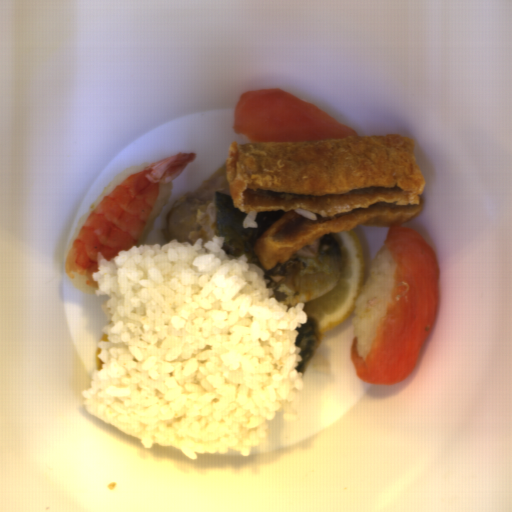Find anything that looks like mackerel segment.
Instances as JSON below:
<instances>
[{"mask_svg": "<svg viewBox=\"0 0 512 512\" xmlns=\"http://www.w3.org/2000/svg\"><path fill=\"white\" fill-rule=\"evenodd\" d=\"M283 209L258 212L257 228H244L248 213L238 210L231 197L226 163L203 183L184 192L163 214L161 235L164 245L177 239L194 243L215 235L223 236L224 251L235 257L245 255L266 273L268 287L276 300L288 307L308 304L325 293L339 280L342 252L333 236L327 234L293 252L288 260L266 270L255 253L262 233L285 215ZM304 305V306H305Z\"/></svg>", "mask_w": 512, "mask_h": 512, "instance_id": "1", "label": "mackerel segment"}, {"mask_svg": "<svg viewBox=\"0 0 512 512\" xmlns=\"http://www.w3.org/2000/svg\"><path fill=\"white\" fill-rule=\"evenodd\" d=\"M297 331L296 346H299L301 350V361L298 371L303 374L310 366L313 353L319 343V338L313 320L308 318L306 323L298 328Z\"/></svg>", "mask_w": 512, "mask_h": 512, "instance_id": "2", "label": "mackerel segment"}]
</instances>
